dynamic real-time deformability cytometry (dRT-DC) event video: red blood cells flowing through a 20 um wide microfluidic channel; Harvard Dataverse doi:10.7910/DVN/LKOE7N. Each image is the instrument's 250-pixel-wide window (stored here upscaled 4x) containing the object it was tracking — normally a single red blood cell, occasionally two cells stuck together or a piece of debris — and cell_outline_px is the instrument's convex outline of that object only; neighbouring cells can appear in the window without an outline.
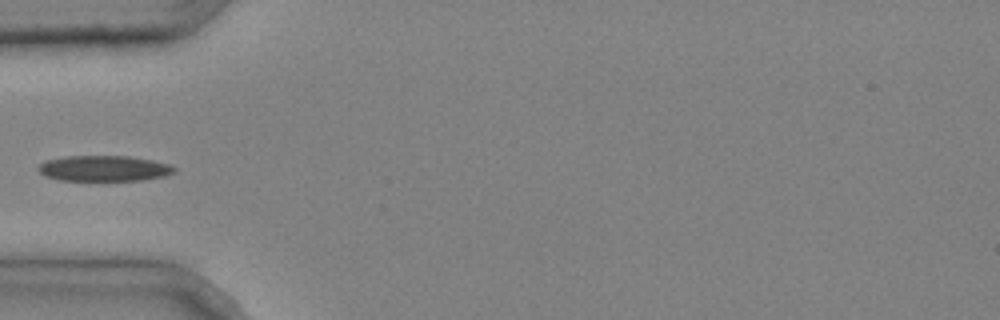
{"species": "common noctule bat (a hibernating species)", "species_latin": "Nyctalus noctula", "temperature_condition": "cold", "stored_images_in_passage": 5, "camera_frame_rate_fps": 3000, "um_per_image_px": 0.085, "animal": {"sex": "male", "body_mass_g": 20.4}, "frame": {"image": 1, "passage_image": 5, "time_ms": 1.333, "image_size_px": [1000, 320], "cell_outline_px": [[176, 172], [164, 176], [140, 180], [56, 180], [44, 176], [36, 168], [44, 160], [64, 156], [128, 156], [152, 160], [168, 164], [176, 168]], "centroid_in_image_um": [8.79, 14.31], "position_along_channel_um": 76.2, "area_um2": 20.4}}